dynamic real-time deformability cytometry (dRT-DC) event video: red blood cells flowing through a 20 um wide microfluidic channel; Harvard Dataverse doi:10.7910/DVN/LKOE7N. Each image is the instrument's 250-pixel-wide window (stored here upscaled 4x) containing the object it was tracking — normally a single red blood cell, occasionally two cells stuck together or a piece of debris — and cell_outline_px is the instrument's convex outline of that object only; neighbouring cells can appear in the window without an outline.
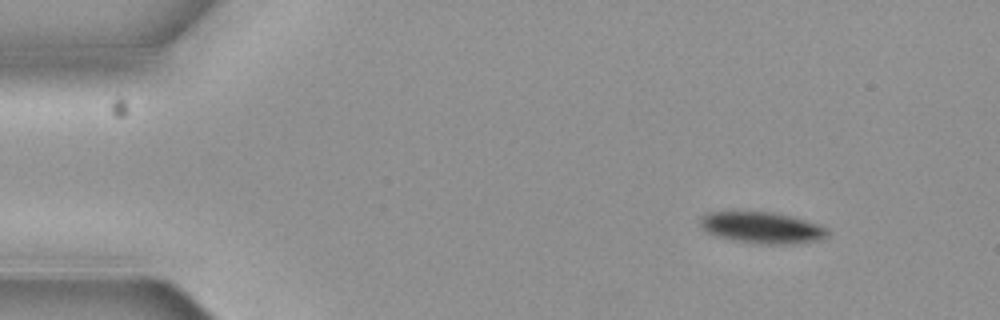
{"species": "common noctule bat (a hibernating species)", "species_latin": "Nyctalus noctula", "temperature_condition": "cold", "stored_images_in_passage": 4, "camera_frame_rate_fps": 3000, "um_per_image_px": 0.085, "animal": {"sex": "female", "body_mass_g": 19.3, "forearm_length_mm": 54.1}, "frame": {"image": 1, "passage_image": 1, "time_ms": 0.0, "image_size_px": [1000, 320], "cell_outline_px": [[828, 236], [820, 240], [792, 244], [760, 244], [732, 240], [716, 236], [700, 228], [700, 216], [704, 212], [776, 212], [792, 216], [820, 224], [828, 232]], "centroid_in_image_um": [64.75, 19.35], "position_along_channel_um": 20.2, "area_um2": 23.52}}
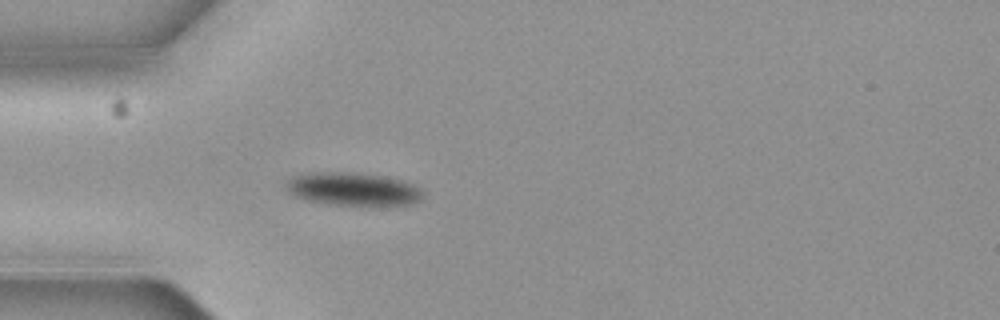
{"frame": {"image": 2, "passage_image": 4, "time_ms": 1.0, "image_size_px": [1000, 320], "cell_outline_px": [[424, 196], [420, 200], [412, 204], [388, 208], [372, 208], [328, 204], [304, 200], [288, 192], [288, 180], [292, 176], [316, 172], [344, 172], [380, 176], [400, 180], [412, 184], [420, 188], [424, 192]], "centroid_in_image_um": [30.09, 16.14], "position_along_channel_um": 54.9, "area_um2": 27.22}}